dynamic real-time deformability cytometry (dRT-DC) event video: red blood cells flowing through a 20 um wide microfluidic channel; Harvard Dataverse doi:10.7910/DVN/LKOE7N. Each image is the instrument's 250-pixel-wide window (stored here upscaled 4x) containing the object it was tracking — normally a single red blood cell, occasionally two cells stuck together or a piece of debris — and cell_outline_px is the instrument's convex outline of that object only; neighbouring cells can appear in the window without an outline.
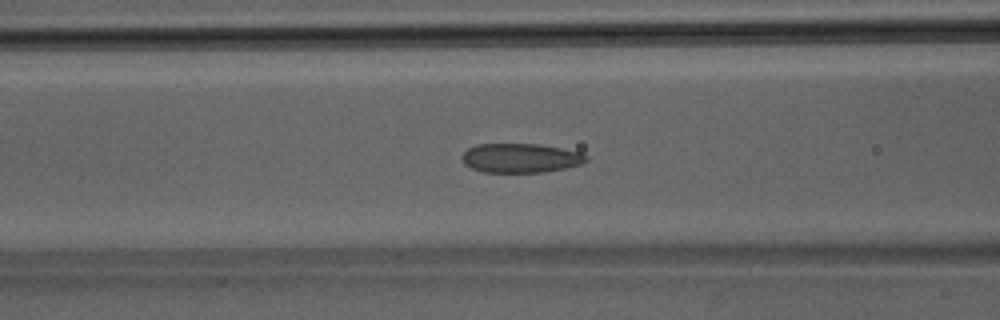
{"species": "Egyptian fruit bat (a non-hibernating species)", "species_latin": "Rousettus aegyptiacus", "temperature_condition": "room temperature", "stored_images_in_passage": 30, "segment_of_instrument_passage": [1, 2], "camera_frame_rate_fps": 3000, "um_per_image_px": 0.085, "animal": {"sex": "male"}, "frame": {"image": 1, "passage_image": 5, "time_ms": 1.333, "image_size_px": [1000, 320], "cell_outline_px": [[588, 160], [584, 164], [544, 172], [484, 172], [472, 168], [464, 164], [464, 152], [468, 148], [476, 144], [540, 144], [580, 152], [588, 156]], "centroid_in_image_um": [44.29, 13.43], "position_along_channel_um": 122.3, "area_um2": 21.1}}
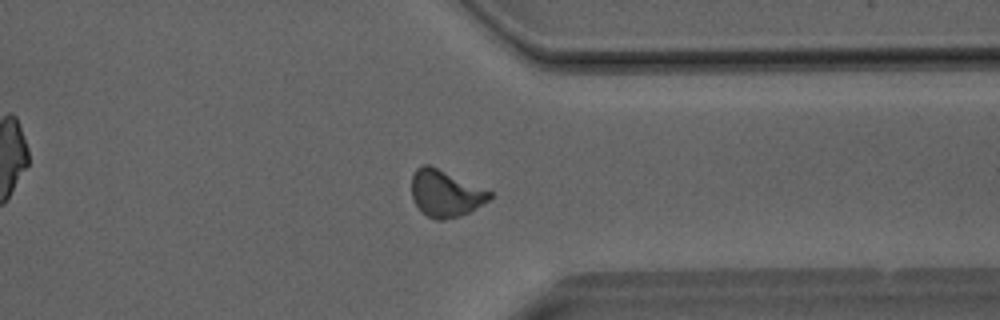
{"frame": {"image": 2, "passage_image": 20, "time_ms": 6.333, "image_size_px": [1000, 320], "cell_outline_px": [[492, 196], [488, 200], [468, 212], [460, 216], [444, 220], [436, 220], [420, 212], [412, 196], [412, 172], [420, 164], [428, 164], [492, 192]], "centroid_in_image_um": [37.81, 16.44], "position_along_channel_um": 373.6, "area_um2": 21.04}}
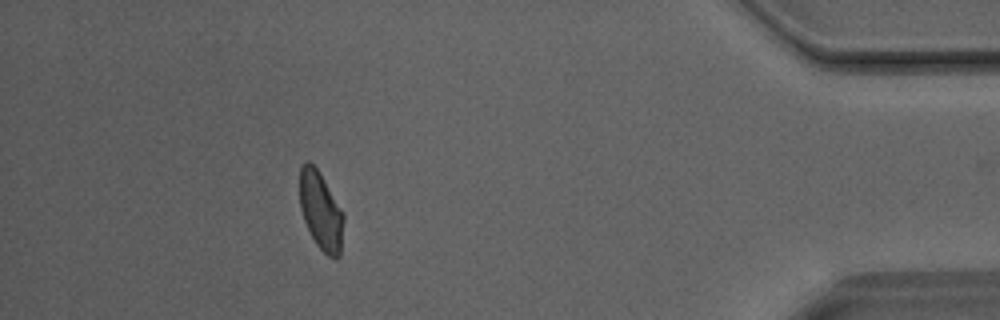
{"frame": {"image": 3, "passage_image": 25, "time_ms": 8.0, "image_size_px": [1000, 320], "cell_outline_px": [[344, 220], [340, 256], [336, 260], [328, 256], [316, 244], [304, 220], [300, 208], [300, 168], [304, 160], [308, 160], [320, 172], [344, 212]], "centroid_in_image_um": [27.29, 17.91], "position_along_channel_um": 407.9, "area_um2": 20.17}}